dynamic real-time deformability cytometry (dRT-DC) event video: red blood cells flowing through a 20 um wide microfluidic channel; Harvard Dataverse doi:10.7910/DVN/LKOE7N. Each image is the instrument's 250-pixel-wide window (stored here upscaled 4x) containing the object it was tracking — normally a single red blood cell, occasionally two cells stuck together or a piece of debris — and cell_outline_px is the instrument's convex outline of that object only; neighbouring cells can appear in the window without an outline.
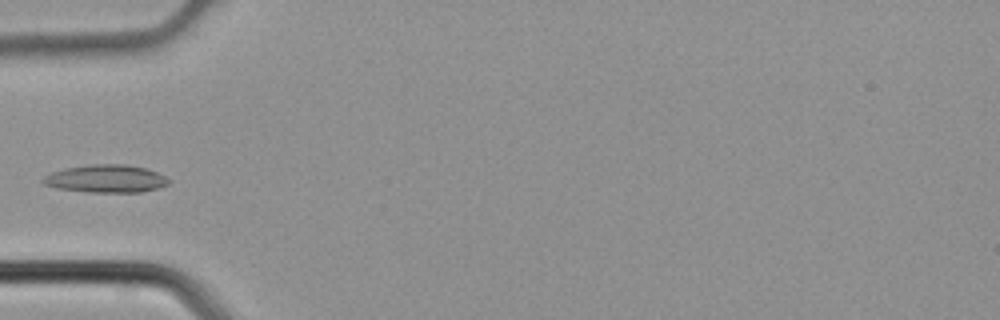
{"species": "common noctule bat (a hibernating species)", "species_latin": "Nyctalus noctula", "temperature_condition": "cold", "stored_images_in_passage": 3, "camera_frame_rate_fps": 3000, "um_per_image_px": 0.085, "animal": {"sex": "male", "body_mass_g": 21.5, "forearm_length_mm": 52.0}, "frame": {"image": 1, "passage_image": 3, "time_ms": 0.667, "image_size_px": [1000, 320], "cell_outline_px": [[172, 180], [168, 184], [160, 188], [140, 192], [88, 192], [56, 188], [44, 184], [40, 180], [44, 176], [52, 172], [64, 168], [92, 164], [124, 164], [144, 168], [156, 172]], "centroid_in_image_um": [9.0, 15.19], "position_along_channel_um": 76.0, "area_um2": 20.4}}